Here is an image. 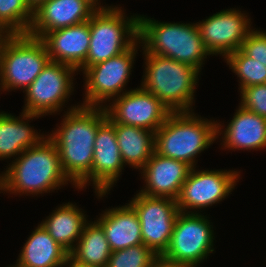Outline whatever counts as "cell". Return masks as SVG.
<instances>
[{
  "label": "cell",
  "mask_w": 266,
  "mask_h": 267,
  "mask_svg": "<svg viewBox=\"0 0 266 267\" xmlns=\"http://www.w3.org/2000/svg\"><path fill=\"white\" fill-rule=\"evenodd\" d=\"M67 109L61 124L47 136L57 147L64 174L82 190L91 185L94 142L107 114L104 107L75 104Z\"/></svg>",
  "instance_id": "obj_1"
},
{
  "label": "cell",
  "mask_w": 266,
  "mask_h": 267,
  "mask_svg": "<svg viewBox=\"0 0 266 267\" xmlns=\"http://www.w3.org/2000/svg\"><path fill=\"white\" fill-rule=\"evenodd\" d=\"M3 175L4 193L14 195L51 193L68 182L75 186L64 174L57 147L48 136L24 150L9 163Z\"/></svg>",
  "instance_id": "obj_2"
},
{
  "label": "cell",
  "mask_w": 266,
  "mask_h": 267,
  "mask_svg": "<svg viewBox=\"0 0 266 267\" xmlns=\"http://www.w3.org/2000/svg\"><path fill=\"white\" fill-rule=\"evenodd\" d=\"M138 40L143 54L169 57L200 72L210 56L197 23H166L138 14Z\"/></svg>",
  "instance_id": "obj_3"
},
{
  "label": "cell",
  "mask_w": 266,
  "mask_h": 267,
  "mask_svg": "<svg viewBox=\"0 0 266 267\" xmlns=\"http://www.w3.org/2000/svg\"><path fill=\"white\" fill-rule=\"evenodd\" d=\"M195 112H171L155 132V152L183 161L192 168L198 154L217 139V120L197 116ZM196 115V116H195Z\"/></svg>",
  "instance_id": "obj_4"
},
{
  "label": "cell",
  "mask_w": 266,
  "mask_h": 267,
  "mask_svg": "<svg viewBox=\"0 0 266 267\" xmlns=\"http://www.w3.org/2000/svg\"><path fill=\"white\" fill-rule=\"evenodd\" d=\"M140 87L155 95L171 112L193 111L200 71L169 57L144 54Z\"/></svg>",
  "instance_id": "obj_5"
},
{
  "label": "cell",
  "mask_w": 266,
  "mask_h": 267,
  "mask_svg": "<svg viewBox=\"0 0 266 267\" xmlns=\"http://www.w3.org/2000/svg\"><path fill=\"white\" fill-rule=\"evenodd\" d=\"M50 61L45 44L29 34L0 41V91L26 90Z\"/></svg>",
  "instance_id": "obj_6"
},
{
  "label": "cell",
  "mask_w": 266,
  "mask_h": 267,
  "mask_svg": "<svg viewBox=\"0 0 266 267\" xmlns=\"http://www.w3.org/2000/svg\"><path fill=\"white\" fill-rule=\"evenodd\" d=\"M125 14L122 7H116L91 16L88 55L77 71L120 55L138 40V15Z\"/></svg>",
  "instance_id": "obj_7"
},
{
  "label": "cell",
  "mask_w": 266,
  "mask_h": 267,
  "mask_svg": "<svg viewBox=\"0 0 266 267\" xmlns=\"http://www.w3.org/2000/svg\"><path fill=\"white\" fill-rule=\"evenodd\" d=\"M139 44L140 42L137 40L120 55L90 66L82 72L86 91L81 105L104 107L107 101L110 102L127 92L123 88L129 81L136 53L141 46Z\"/></svg>",
  "instance_id": "obj_8"
},
{
  "label": "cell",
  "mask_w": 266,
  "mask_h": 267,
  "mask_svg": "<svg viewBox=\"0 0 266 267\" xmlns=\"http://www.w3.org/2000/svg\"><path fill=\"white\" fill-rule=\"evenodd\" d=\"M74 67L49 61L25 93L23 112L45 115L57 114L74 91ZM62 109V110H61Z\"/></svg>",
  "instance_id": "obj_9"
},
{
  "label": "cell",
  "mask_w": 266,
  "mask_h": 267,
  "mask_svg": "<svg viewBox=\"0 0 266 267\" xmlns=\"http://www.w3.org/2000/svg\"><path fill=\"white\" fill-rule=\"evenodd\" d=\"M211 223L201 213L179 212L169 246L163 256L192 267L200 266L214 252L215 236Z\"/></svg>",
  "instance_id": "obj_10"
},
{
  "label": "cell",
  "mask_w": 266,
  "mask_h": 267,
  "mask_svg": "<svg viewBox=\"0 0 266 267\" xmlns=\"http://www.w3.org/2000/svg\"><path fill=\"white\" fill-rule=\"evenodd\" d=\"M240 173L230 169L209 171L192 168L176 200L179 211L198 214V209L220 203L235 189Z\"/></svg>",
  "instance_id": "obj_11"
},
{
  "label": "cell",
  "mask_w": 266,
  "mask_h": 267,
  "mask_svg": "<svg viewBox=\"0 0 266 267\" xmlns=\"http://www.w3.org/2000/svg\"><path fill=\"white\" fill-rule=\"evenodd\" d=\"M138 214L143 244L156 255L167 250L179 214L177 201L138 192L129 202Z\"/></svg>",
  "instance_id": "obj_12"
},
{
  "label": "cell",
  "mask_w": 266,
  "mask_h": 267,
  "mask_svg": "<svg viewBox=\"0 0 266 267\" xmlns=\"http://www.w3.org/2000/svg\"><path fill=\"white\" fill-rule=\"evenodd\" d=\"M104 106L107 116L119 124L156 132L171 111L152 93L141 87L130 89Z\"/></svg>",
  "instance_id": "obj_13"
},
{
  "label": "cell",
  "mask_w": 266,
  "mask_h": 267,
  "mask_svg": "<svg viewBox=\"0 0 266 267\" xmlns=\"http://www.w3.org/2000/svg\"><path fill=\"white\" fill-rule=\"evenodd\" d=\"M251 18L239 9L230 8L196 22L202 42L212 56L227 55L240 49L245 38L253 30Z\"/></svg>",
  "instance_id": "obj_14"
},
{
  "label": "cell",
  "mask_w": 266,
  "mask_h": 267,
  "mask_svg": "<svg viewBox=\"0 0 266 267\" xmlns=\"http://www.w3.org/2000/svg\"><path fill=\"white\" fill-rule=\"evenodd\" d=\"M93 150L91 182L97 197L102 198L109 194L125 167L114 125L107 118L98 126Z\"/></svg>",
  "instance_id": "obj_15"
},
{
  "label": "cell",
  "mask_w": 266,
  "mask_h": 267,
  "mask_svg": "<svg viewBox=\"0 0 266 267\" xmlns=\"http://www.w3.org/2000/svg\"><path fill=\"white\" fill-rule=\"evenodd\" d=\"M192 167L187 163L154 153L140 169L145 181L139 192L152 197L177 200ZM142 170V171H141Z\"/></svg>",
  "instance_id": "obj_16"
},
{
  "label": "cell",
  "mask_w": 266,
  "mask_h": 267,
  "mask_svg": "<svg viewBox=\"0 0 266 267\" xmlns=\"http://www.w3.org/2000/svg\"><path fill=\"white\" fill-rule=\"evenodd\" d=\"M95 12L84 0H47L33 11L28 34L41 39L47 32L84 23Z\"/></svg>",
  "instance_id": "obj_17"
},
{
  "label": "cell",
  "mask_w": 266,
  "mask_h": 267,
  "mask_svg": "<svg viewBox=\"0 0 266 267\" xmlns=\"http://www.w3.org/2000/svg\"><path fill=\"white\" fill-rule=\"evenodd\" d=\"M238 106L224 131V125L217 122V139L222 134L223 148L233 151L266 148V118Z\"/></svg>",
  "instance_id": "obj_18"
},
{
  "label": "cell",
  "mask_w": 266,
  "mask_h": 267,
  "mask_svg": "<svg viewBox=\"0 0 266 267\" xmlns=\"http://www.w3.org/2000/svg\"><path fill=\"white\" fill-rule=\"evenodd\" d=\"M41 40L50 61L64 63L76 70L85 63L90 44V19L84 23L47 32Z\"/></svg>",
  "instance_id": "obj_19"
},
{
  "label": "cell",
  "mask_w": 266,
  "mask_h": 267,
  "mask_svg": "<svg viewBox=\"0 0 266 267\" xmlns=\"http://www.w3.org/2000/svg\"><path fill=\"white\" fill-rule=\"evenodd\" d=\"M96 221L102 226L112 252L143 244L138 214L129 203L103 211Z\"/></svg>",
  "instance_id": "obj_20"
},
{
  "label": "cell",
  "mask_w": 266,
  "mask_h": 267,
  "mask_svg": "<svg viewBox=\"0 0 266 267\" xmlns=\"http://www.w3.org/2000/svg\"><path fill=\"white\" fill-rule=\"evenodd\" d=\"M40 116L23 111L17 117L5 111L0 115V160L11 157L15 160L24 150L37 145L47 136L46 133H38L28 123Z\"/></svg>",
  "instance_id": "obj_21"
},
{
  "label": "cell",
  "mask_w": 266,
  "mask_h": 267,
  "mask_svg": "<svg viewBox=\"0 0 266 267\" xmlns=\"http://www.w3.org/2000/svg\"><path fill=\"white\" fill-rule=\"evenodd\" d=\"M68 259L69 252L40 223L27 238L16 263L21 267H64Z\"/></svg>",
  "instance_id": "obj_22"
},
{
  "label": "cell",
  "mask_w": 266,
  "mask_h": 267,
  "mask_svg": "<svg viewBox=\"0 0 266 267\" xmlns=\"http://www.w3.org/2000/svg\"><path fill=\"white\" fill-rule=\"evenodd\" d=\"M84 212L76 206V203H63L45 220L43 219L41 224L50 236L70 253L88 222Z\"/></svg>",
  "instance_id": "obj_23"
},
{
  "label": "cell",
  "mask_w": 266,
  "mask_h": 267,
  "mask_svg": "<svg viewBox=\"0 0 266 267\" xmlns=\"http://www.w3.org/2000/svg\"><path fill=\"white\" fill-rule=\"evenodd\" d=\"M117 142L124 165L141 169L155 151V132L144 128L114 123Z\"/></svg>",
  "instance_id": "obj_24"
},
{
  "label": "cell",
  "mask_w": 266,
  "mask_h": 267,
  "mask_svg": "<svg viewBox=\"0 0 266 267\" xmlns=\"http://www.w3.org/2000/svg\"><path fill=\"white\" fill-rule=\"evenodd\" d=\"M111 249L102 226L95 221H88L82 235L69 256L82 265L107 267Z\"/></svg>",
  "instance_id": "obj_25"
},
{
  "label": "cell",
  "mask_w": 266,
  "mask_h": 267,
  "mask_svg": "<svg viewBox=\"0 0 266 267\" xmlns=\"http://www.w3.org/2000/svg\"><path fill=\"white\" fill-rule=\"evenodd\" d=\"M224 59L239 78L240 91L248 86L266 84V66L246 56L240 49Z\"/></svg>",
  "instance_id": "obj_26"
},
{
  "label": "cell",
  "mask_w": 266,
  "mask_h": 267,
  "mask_svg": "<svg viewBox=\"0 0 266 267\" xmlns=\"http://www.w3.org/2000/svg\"><path fill=\"white\" fill-rule=\"evenodd\" d=\"M33 11L25 0H0V23L11 34H28Z\"/></svg>",
  "instance_id": "obj_27"
},
{
  "label": "cell",
  "mask_w": 266,
  "mask_h": 267,
  "mask_svg": "<svg viewBox=\"0 0 266 267\" xmlns=\"http://www.w3.org/2000/svg\"><path fill=\"white\" fill-rule=\"evenodd\" d=\"M157 255L144 244L111 252L107 267H151Z\"/></svg>",
  "instance_id": "obj_28"
},
{
  "label": "cell",
  "mask_w": 266,
  "mask_h": 267,
  "mask_svg": "<svg viewBox=\"0 0 266 267\" xmlns=\"http://www.w3.org/2000/svg\"><path fill=\"white\" fill-rule=\"evenodd\" d=\"M240 95V106L266 118V84L245 87Z\"/></svg>",
  "instance_id": "obj_29"
},
{
  "label": "cell",
  "mask_w": 266,
  "mask_h": 267,
  "mask_svg": "<svg viewBox=\"0 0 266 267\" xmlns=\"http://www.w3.org/2000/svg\"><path fill=\"white\" fill-rule=\"evenodd\" d=\"M255 29L245 38L240 50L246 56L266 66V32Z\"/></svg>",
  "instance_id": "obj_30"
},
{
  "label": "cell",
  "mask_w": 266,
  "mask_h": 267,
  "mask_svg": "<svg viewBox=\"0 0 266 267\" xmlns=\"http://www.w3.org/2000/svg\"><path fill=\"white\" fill-rule=\"evenodd\" d=\"M151 267H192L185 263L169 260L163 255H157L152 262Z\"/></svg>",
  "instance_id": "obj_31"
},
{
  "label": "cell",
  "mask_w": 266,
  "mask_h": 267,
  "mask_svg": "<svg viewBox=\"0 0 266 267\" xmlns=\"http://www.w3.org/2000/svg\"><path fill=\"white\" fill-rule=\"evenodd\" d=\"M84 1H86L90 6H92L96 11H106V10H111V9H114V8H116V7H118V5L117 6H102L100 3V0H84ZM99 1V2H98Z\"/></svg>",
  "instance_id": "obj_32"
},
{
  "label": "cell",
  "mask_w": 266,
  "mask_h": 267,
  "mask_svg": "<svg viewBox=\"0 0 266 267\" xmlns=\"http://www.w3.org/2000/svg\"><path fill=\"white\" fill-rule=\"evenodd\" d=\"M27 5L30 7L32 11H35L41 4H43L47 0H25Z\"/></svg>",
  "instance_id": "obj_33"
},
{
  "label": "cell",
  "mask_w": 266,
  "mask_h": 267,
  "mask_svg": "<svg viewBox=\"0 0 266 267\" xmlns=\"http://www.w3.org/2000/svg\"><path fill=\"white\" fill-rule=\"evenodd\" d=\"M65 267H97V266H90V265H82L79 263H76L70 256L67 261V264Z\"/></svg>",
  "instance_id": "obj_34"
},
{
  "label": "cell",
  "mask_w": 266,
  "mask_h": 267,
  "mask_svg": "<svg viewBox=\"0 0 266 267\" xmlns=\"http://www.w3.org/2000/svg\"><path fill=\"white\" fill-rule=\"evenodd\" d=\"M11 33L0 23V38L10 36Z\"/></svg>",
  "instance_id": "obj_35"
},
{
  "label": "cell",
  "mask_w": 266,
  "mask_h": 267,
  "mask_svg": "<svg viewBox=\"0 0 266 267\" xmlns=\"http://www.w3.org/2000/svg\"><path fill=\"white\" fill-rule=\"evenodd\" d=\"M5 191L4 187V175L3 172L0 174V193Z\"/></svg>",
  "instance_id": "obj_36"
},
{
  "label": "cell",
  "mask_w": 266,
  "mask_h": 267,
  "mask_svg": "<svg viewBox=\"0 0 266 267\" xmlns=\"http://www.w3.org/2000/svg\"><path fill=\"white\" fill-rule=\"evenodd\" d=\"M9 267H21L17 263L15 265L9 266Z\"/></svg>",
  "instance_id": "obj_37"
}]
</instances>
